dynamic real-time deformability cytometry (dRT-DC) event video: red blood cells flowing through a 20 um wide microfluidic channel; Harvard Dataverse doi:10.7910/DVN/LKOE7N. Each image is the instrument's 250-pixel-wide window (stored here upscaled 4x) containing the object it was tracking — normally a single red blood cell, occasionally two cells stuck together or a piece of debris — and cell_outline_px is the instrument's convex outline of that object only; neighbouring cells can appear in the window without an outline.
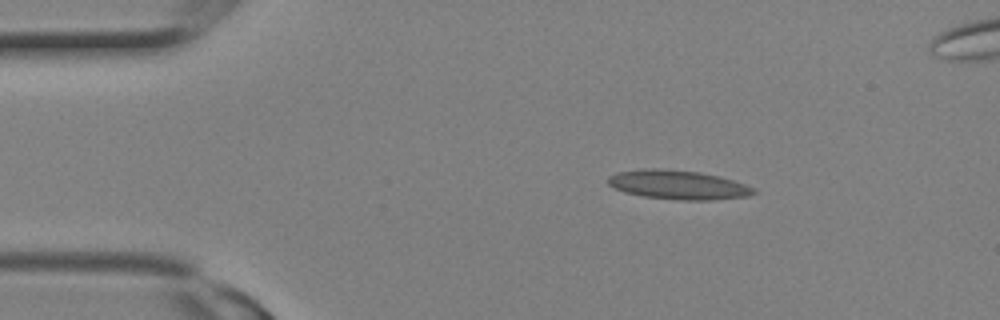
{"species": "Egyptian fruit bat (a non-hibernating species)", "species_latin": "Rousettus aegyptiacus", "temperature_condition": "room temperature", "stored_images_in_passage": 2, "camera_frame_rate_fps": 3000, "um_per_image_px": 0.085, "animal": {"sex": "female"}, "frame": {"image": 1, "passage_image": 1, "time_ms": 0.0, "image_size_px": [1000, 320], "cell_outline_px": [[756, 192], [748, 196], [712, 200], [680, 200], [644, 196], [624, 192], [608, 184], [608, 176], [616, 172], [644, 168], [656, 168], [700, 172], [720, 176], [756, 188]], "centroid_in_image_um": [57.64, 15.7], "position_along_channel_um": 27.4, "area_um2": 24.68}}